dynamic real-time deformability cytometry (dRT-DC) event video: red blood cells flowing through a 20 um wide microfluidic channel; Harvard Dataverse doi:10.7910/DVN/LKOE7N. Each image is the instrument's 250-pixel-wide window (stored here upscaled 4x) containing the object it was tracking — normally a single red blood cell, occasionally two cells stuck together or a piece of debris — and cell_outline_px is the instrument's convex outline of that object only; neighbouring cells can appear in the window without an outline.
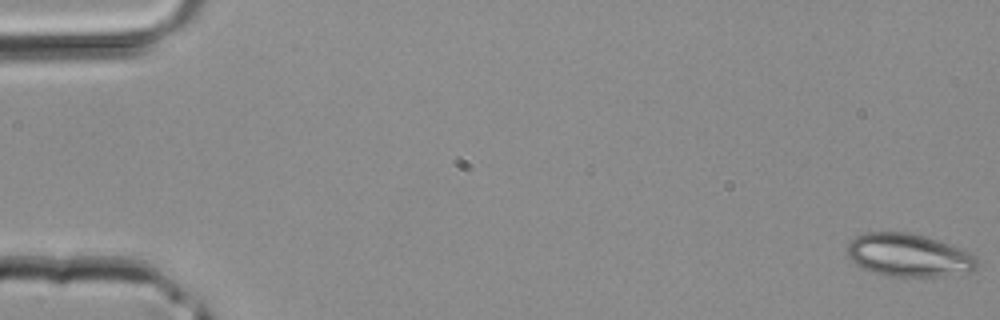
{"species": "common noctule bat (a hibernating species)", "species_latin": "Nyctalus noctula", "temperature_condition": "room temperature", "stored_images_in_passage": 14, "camera_frame_rate_fps": 3000, "um_per_image_px": 0.085, "animal": {"sex": "male", "body_mass_g": 20.4}, "frame": {"image": 1, "passage_image": 1, "time_ms": 0.0, "image_size_px": [1000, 320], "cell_outline_px": [[976, 272], [932, 276], [884, 276], [872, 272], [856, 264], [848, 256], [848, 244], [856, 236], [864, 232], [908, 232], [924, 236], [960, 248], [976, 256]], "centroid_in_image_um": [77.23, 21.69], "position_along_channel_um": 7.8, "area_um2": 32.31}}